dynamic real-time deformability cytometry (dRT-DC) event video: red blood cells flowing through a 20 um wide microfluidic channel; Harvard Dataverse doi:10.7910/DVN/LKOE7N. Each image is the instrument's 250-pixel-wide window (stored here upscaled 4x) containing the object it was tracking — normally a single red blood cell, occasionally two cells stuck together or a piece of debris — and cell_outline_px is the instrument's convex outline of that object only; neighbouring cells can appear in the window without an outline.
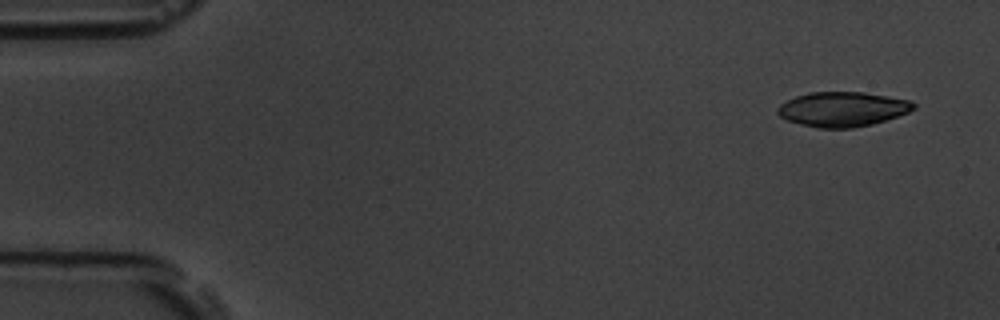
{"species": "common noctule bat (a hibernating species)", "species_latin": "Nyctalus noctula", "temperature_condition": "room temperature", "stored_images_in_passage": 7, "camera_frame_rate_fps": 3000, "um_per_image_px": 0.085, "animal": {"sex": "male", "body_mass_g": 19.5, "forearm_length_mm": 54.6}, "frame": {"image": 1, "passage_image": 1, "time_ms": 0.0, "image_size_px": [1000, 320], "cell_outline_px": [[916, 108], [908, 112], [872, 124], [852, 128], [816, 128], [800, 124], [788, 120], [780, 116], [776, 112], [776, 108], [780, 104], [796, 96], [808, 92], [864, 92], [908, 100], [916, 104]], "centroid_in_image_um": [71.58, 9.28], "position_along_channel_um": 13.4, "area_um2": 27.4}}